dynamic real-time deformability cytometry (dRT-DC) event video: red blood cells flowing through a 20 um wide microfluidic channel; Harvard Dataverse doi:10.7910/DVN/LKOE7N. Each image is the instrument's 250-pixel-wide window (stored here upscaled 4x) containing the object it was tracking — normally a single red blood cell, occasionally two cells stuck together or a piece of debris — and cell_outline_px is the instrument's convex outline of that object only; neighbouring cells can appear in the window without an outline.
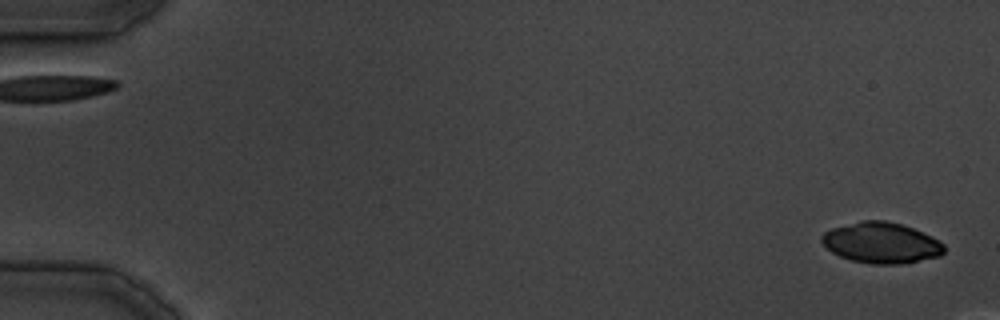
{"species": "common noctule bat (a hibernating species)", "species_latin": "Nyctalus noctula", "temperature_condition": "cold", "stored_images_in_passage": 10, "camera_frame_rate_fps": 3000, "um_per_image_px": 0.085, "animal": {"sex": "male", "body_mass_g": 19.5, "forearm_length_mm": 54.6}, "frame": {"image": 1, "passage_image": 2, "time_ms": 1.333, "image_size_px": [1000, 320], "cell_outline_px": [[944, 252], [940, 256], [900, 264], [872, 264], [852, 260], [840, 256], [832, 252], [820, 240], [820, 236], [824, 232], [832, 228], [864, 220], [884, 220], [900, 224], [912, 228], [932, 236], [940, 240], [944, 244]], "centroid_in_image_um": [74.92, 20.64], "position_along_channel_um": 10.1, "area_um2": 28.96}}